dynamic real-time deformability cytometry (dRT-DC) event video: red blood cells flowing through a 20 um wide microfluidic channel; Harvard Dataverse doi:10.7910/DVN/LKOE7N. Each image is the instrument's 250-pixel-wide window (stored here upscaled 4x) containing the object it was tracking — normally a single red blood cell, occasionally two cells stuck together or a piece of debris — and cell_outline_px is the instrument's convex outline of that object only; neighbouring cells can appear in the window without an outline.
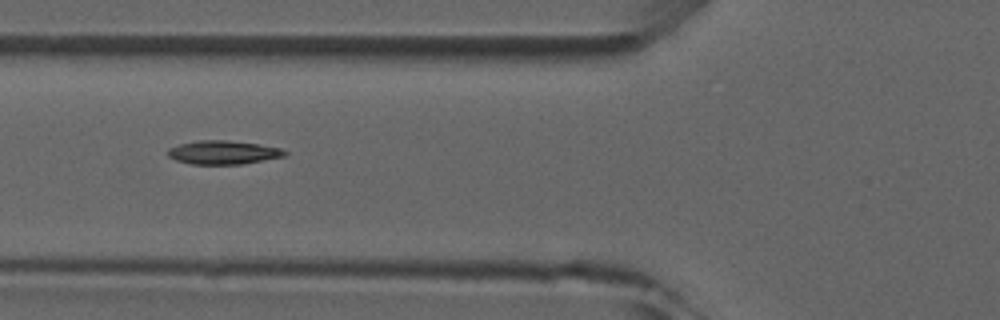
{"species": "common noctule bat (a hibernating species)", "species_latin": "Nyctalus noctula", "temperature_condition": "room temperature", "stored_images_in_passage": 6, "camera_frame_rate_fps": 3000, "um_per_image_px": 0.085, "animal": {"sex": "male", "forearm_length_mm": 52.5}, "frame": {"image": 1, "passage_image": 6, "time_ms": 5.667, "image_size_px": [1000, 320], "cell_outline_px": [[288, 152], [284, 156], [240, 164], [192, 164], [176, 160], [168, 156], [168, 148], [180, 144], [200, 140], [224, 140], [256, 144], [280, 148]], "centroid_in_image_um": [18.94, 12.95], "position_along_channel_um": 106.9, "area_um2": 15.78}}